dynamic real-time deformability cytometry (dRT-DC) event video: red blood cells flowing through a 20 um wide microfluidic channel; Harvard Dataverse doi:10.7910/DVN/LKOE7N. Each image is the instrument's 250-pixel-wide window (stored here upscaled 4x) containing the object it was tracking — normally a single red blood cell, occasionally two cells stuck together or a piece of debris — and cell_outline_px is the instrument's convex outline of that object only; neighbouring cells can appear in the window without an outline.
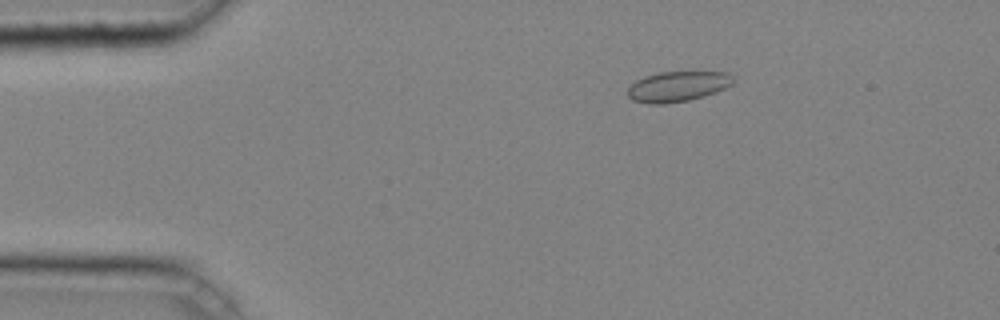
{"species": "common noctule bat (a hibernating species)", "species_latin": "Nyctalus noctula", "temperature_condition": "cold", "stored_images_in_passage": 35, "camera_frame_rate_fps": 3000, "um_per_image_px": 0.085, "animal": {"sex": "male", "body_mass_g": 20.4}, "frame": {"image": 1, "passage_image": 1, "time_ms": 0.0, "image_size_px": [1000, 320], "cell_outline_px": [[736, 80], [732, 84], [716, 92], [704, 96], [688, 100], [664, 104], [648, 104], [632, 100], [628, 96], [628, 88], [636, 80], [644, 76], [660, 72], [728, 72]], "centroid_in_image_um": [57.6, 7.35], "position_along_channel_um": 27.4, "area_um2": 18.67}}
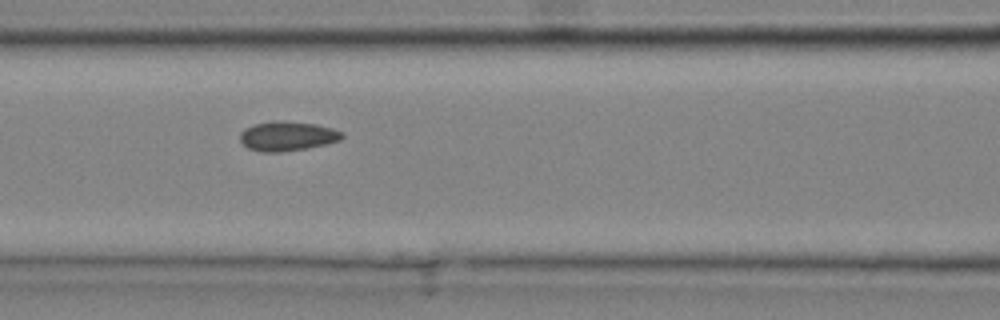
{"frame": {"image": 2, "passage_image": 13, "time_ms": 4.0, "image_size_px": [1000, 320], "cell_outline_px": [[344, 136], [340, 140], [308, 148], [280, 152], [260, 152], [248, 148], [240, 140], [240, 132], [244, 128], [256, 124], [276, 120], [316, 124], [332, 128], [344, 132]], "centroid_in_image_um": [24.42, 11.57], "position_along_channel_um": 142.2, "area_um2": 17.51}}
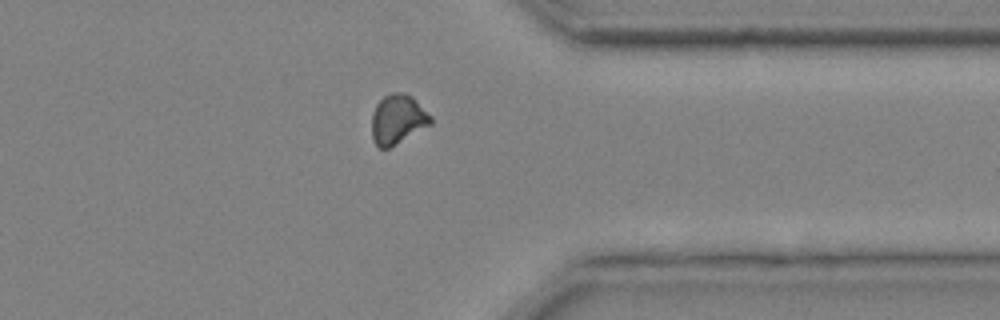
{"frame": {"image": 3, "passage_image": 30, "time_ms": 9.667, "image_size_px": [1000, 320], "cell_outline_px": [[432, 124], [388, 148], [380, 148], [372, 140], [372, 112], [376, 104], [384, 96], [392, 92], [404, 92], [412, 96], [432, 116]], "centroid_in_image_um": [33.81, 10.12], "position_along_channel_um": 377.6, "area_um2": 17.05}, "authors_computed_cell_mechanics": {"area_um2": 17.051, "velocity_mm_per_s": 4.2599, "shape_relaxation_time_tau1_ms": 3.299, "shape_relaxation_time_tau2_ms": 2.2473, "deformation_change_tau1": 0.0507, "deformation_change_tau2": 0.0774}}